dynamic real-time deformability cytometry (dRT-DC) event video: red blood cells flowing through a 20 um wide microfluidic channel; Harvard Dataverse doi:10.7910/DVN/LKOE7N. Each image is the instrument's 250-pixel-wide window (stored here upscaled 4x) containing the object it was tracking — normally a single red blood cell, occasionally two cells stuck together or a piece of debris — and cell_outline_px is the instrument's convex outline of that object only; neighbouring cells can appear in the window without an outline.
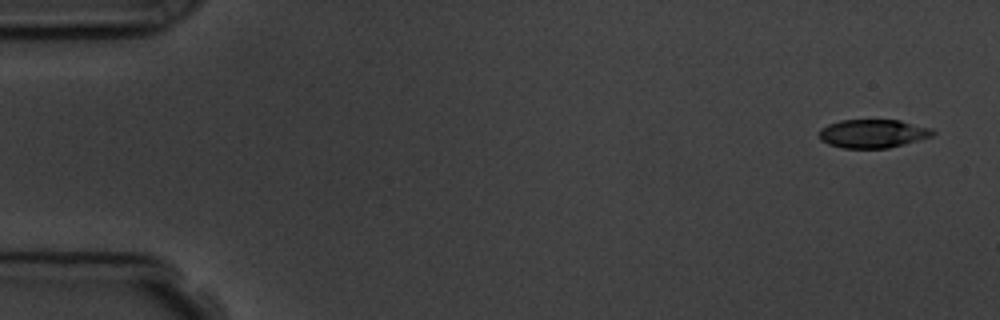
{"species": "common noctule bat (a hibernating species)", "species_latin": "Nyctalus noctula", "temperature_condition": "room temperature", "stored_images_in_passage": 6, "camera_frame_rate_fps": 3000, "um_per_image_px": 0.085, "animal": {"sex": "male", "body_mass_g": 19.5, "forearm_length_mm": 54.6}, "frame": {"image": 1, "passage_image": 1, "time_ms": 0.0, "image_size_px": [1000, 320], "cell_outline_px": [[936, 132], [932, 136], [904, 144], [888, 148], [844, 148], [828, 144], [820, 140], [820, 128], [828, 124], [840, 120], [900, 120], [932, 128]], "centroid_in_image_um": [74.2, 11.35], "position_along_channel_um": 10.8, "area_um2": 18.9}}
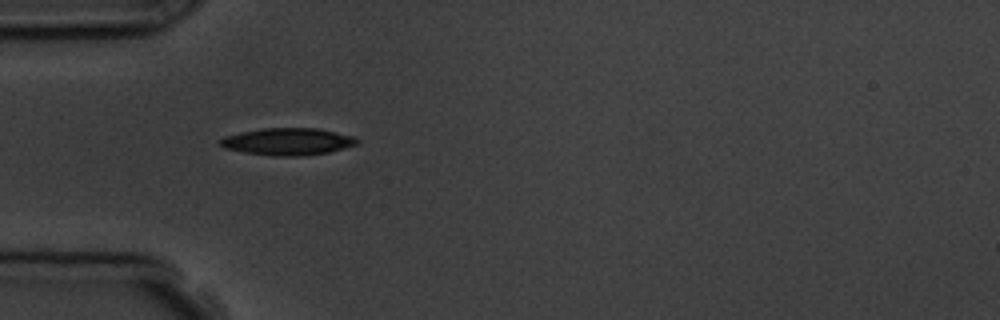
{"frame": {"image": 2, "passage_image": 5, "time_ms": 4.667, "image_size_px": [1000, 320], "cell_outline_px": [[360, 140], [356, 144], [328, 152], [300, 156], [272, 156], [244, 152], [224, 148], [220, 144], [220, 140], [224, 136], [240, 132], [264, 128], [320, 128], [352, 136]], "centroid_in_image_um": [24.44, 12.03], "position_along_channel_um": 60.6, "area_um2": 21.5}}